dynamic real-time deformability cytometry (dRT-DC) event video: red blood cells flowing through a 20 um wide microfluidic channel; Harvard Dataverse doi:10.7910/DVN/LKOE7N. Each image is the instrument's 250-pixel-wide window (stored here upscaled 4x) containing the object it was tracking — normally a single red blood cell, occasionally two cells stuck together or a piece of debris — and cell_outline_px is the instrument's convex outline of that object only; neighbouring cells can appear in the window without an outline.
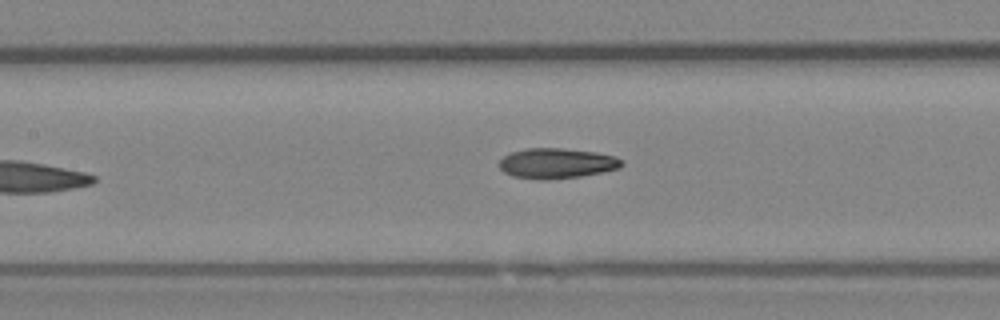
{"species": "Egyptian fruit bat (a non-hibernating species)", "species_latin": "Rousettus aegyptiacus", "temperature_condition": "room temperature", "stored_images_in_passage": 9, "camera_frame_rate_fps": 3000, "um_per_image_px": 0.085, "animal": {"sex": "female"}, "frame": {"image": 1, "passage_image": 8, "time_ms": 8.333, "image_size_px": [1000, 320], "cell_outline_px": [[624, 164], [620, 168], [580, 176], [548, 180], [536, 180], [512, 176], [504, 172], [500, 168], [500, 160], [504, 156], [512, 152], [524, 148], [560, 148], [596, 152], [616, 156]], "centroid_in_image_um": [47.3, 13.88], "position_along_channel_um": 160.1, "area_um2": 21.62}}
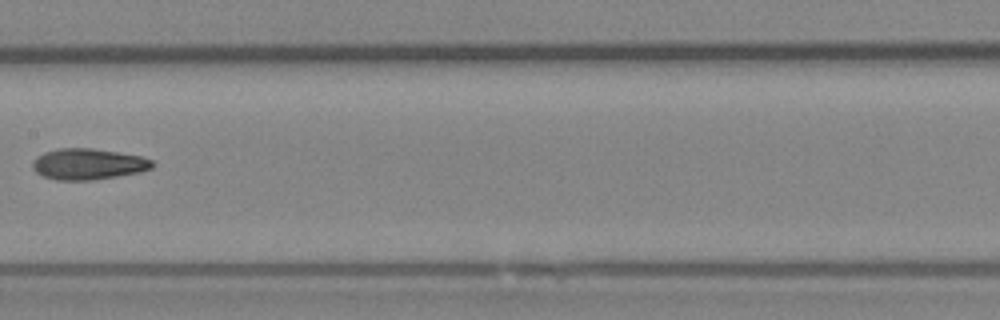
{"frame": {"image": 2, "passage_image": 9, "time_ms": 9.333, "image_size_px": [1000, 320], "cell_outline_px": [[152, 168], [140, 172], [92, 180], [56, 180], [44, 176], [36, 172], [32, 168], [32, 164], [36, 156], [44, 152], [60, 148], [92, 148], [140, 156], [152, 160]], "centroid_in_image_um": [7.46, 13.94], "position_along_channel_um": 199.9, "area_um2": 21.5}}